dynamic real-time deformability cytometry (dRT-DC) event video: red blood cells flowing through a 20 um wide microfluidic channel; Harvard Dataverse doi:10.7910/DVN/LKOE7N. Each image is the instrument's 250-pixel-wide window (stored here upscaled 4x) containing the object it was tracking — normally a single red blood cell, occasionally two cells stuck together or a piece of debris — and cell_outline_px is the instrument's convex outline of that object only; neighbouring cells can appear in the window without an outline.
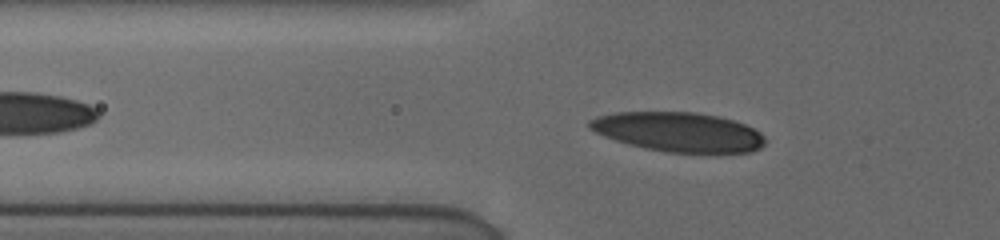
{"species": "human", "species_latin": "Homo sapiens", "temperature_condition": "cold", "stored_images_in_passage": 22, "camera_frame_rate_fps": 3000, "um_per_image_px": 0.085, "donor": {"sex": "female"}, "frame": {"image": 1, "passage_image": 9, "time_ms": 2.667, "image_size_px": [1000, 240], "cell_outline_px": [[764, 144], [760, 148], [752, 152], [664, 152], [644, 148], [628, 144], [604, 136], [588, 128], [588, 120], [596, 116], [616, 112], [692, 112], [716, 116], [732, 120], [744, 124], [760, 132], [764, 136]], "centroid_in_image_um": [57.63, 11.21], "position_along_channel_um": 68.2, "area_um2": 40.17}}
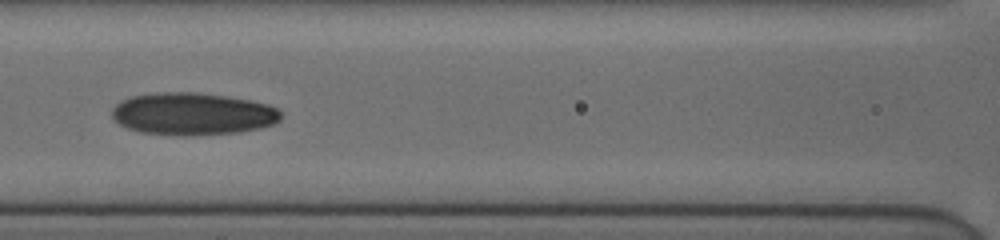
{"frame": {"image": 2, "passage_image": 18, "time_ms": 5.0, "image_size_px": [1000, 240], "cell_outline_px": [[280, 120], [276, 124], [260, 128], [240, 132], [184, 136], [140, 132], [128, 128], [112, 120], [112, 108], [120, 100], [132, 96], [156, 92], [200, 92], [228, 96], [252, 100], [268, 104], [280, 108]], "centroid_in_image_um": [16.39, 9.67], "position_along_channel_um": 150.2, "area_um2": 42.25}}
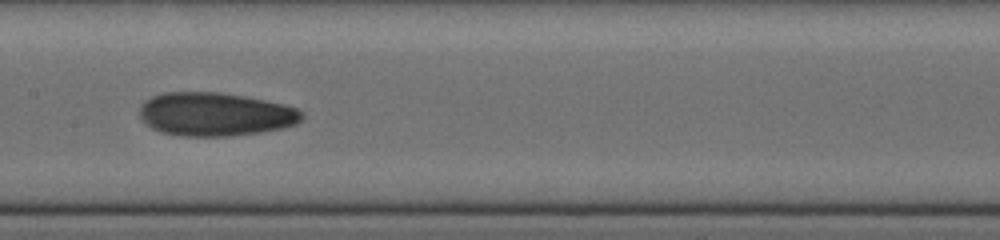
{"frame": {"image": 3, "passage_image": 21, "time_ms": 6.0, "image_size_px": [1000, 240], "cell_outline_px": [[304, 116], [296, 124], [284, 128], [260, 132], [228, 136], [180, 136], [160, 132], [152, 128], [140, 120], [140, 104], [144, 100], [152, 96], [164, 92], [220, 92], [244, 96], [284, 104], [296, 108], [304, 112]], "centroid_in_image_um": [18.27, 9.71], "position_along_channel_um": 189.1, "area_um2": 41.44}}